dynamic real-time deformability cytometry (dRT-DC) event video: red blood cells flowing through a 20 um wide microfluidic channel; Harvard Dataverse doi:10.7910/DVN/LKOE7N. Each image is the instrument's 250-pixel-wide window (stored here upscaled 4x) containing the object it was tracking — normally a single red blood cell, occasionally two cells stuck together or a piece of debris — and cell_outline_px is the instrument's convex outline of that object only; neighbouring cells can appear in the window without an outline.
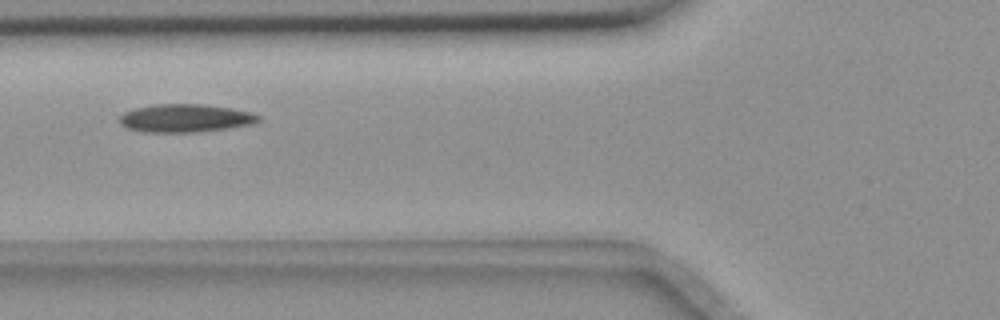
{"species": "common noctule bat (a hibernating species)", "species_latin": "Nyctalus noctula", "temperature_condition": "room temperature", "stored_images_in_passage": 35, "camera_frame_rate_fps": 3000, "um_per_image_px": 0.085, "animal": {"sex": "female", "body_mass_g": 18.4}, "frame": {"image": 1, "passage_image": 5, "time_ms": 1.333, "image_size_px": [1000, 320], "cell_outline_px": [[260, 120], [252, 124], [228, 128], [196, 132], [144, 132], [128, 128], [120, 124], [120, 116], [124, 112], [136, 108], [156, 104], [204, 104], [232, 108], [252, 112], [260, 116]], "centroid_in_image_um": [15.77, 10.04], "position_along_channel_um": 110.0, "area_um2": 22.72}}
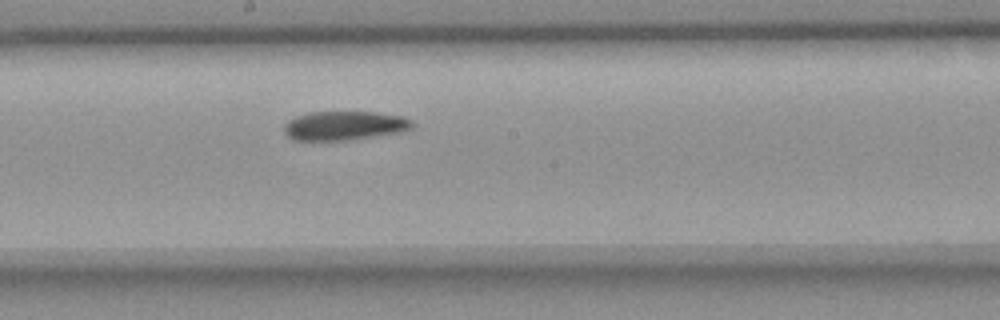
{"frame": {"image": 2, "passage_image": 14, "time_ms": 4.333, "image_size_px": [1000, 320], "cell_outline_px": [[412, 128], [400, 132], [348, 140], [292, 140], [284, 132], [284, 124], [288, 120], [296, 116], [312, 112], [376, 112], [404, 116], [412, 120]], "centroid_in_image_um": [29.27, 10.67], "position_along_channel_um": 218.9, "area_um2": 21.68}}
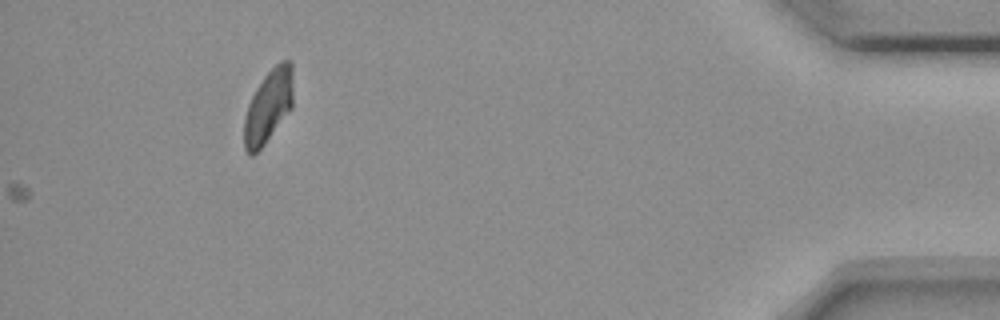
{"frame": {"image": 3, "passage_image": 35, "time_ms": 11.333, "image_size_px": [1000, 320], "cell_outline_px": [[292, 108], [264, 144], [252, 156], [248, 156], [244, 148], [244, 120], [248, 104], [256, 88], [264, 76], [280, 60], [292, 60]], "centroid_in_image_um": [22.8, 9.03], "position_along_channel_um": 412.4, "area_um2": 20.81}, "authors_computed_cell_mechanics": {"area_um2": 21.964, "velocity_mm_per_s": 3.6428, "shape_relaxation_time_tau1_ms": 7.4521, "shape_relaxation_time_tau2_ms": 9.1256, "deformation_change_tau1": 0.1587, "deformation_change_tau2": 0.1442}}